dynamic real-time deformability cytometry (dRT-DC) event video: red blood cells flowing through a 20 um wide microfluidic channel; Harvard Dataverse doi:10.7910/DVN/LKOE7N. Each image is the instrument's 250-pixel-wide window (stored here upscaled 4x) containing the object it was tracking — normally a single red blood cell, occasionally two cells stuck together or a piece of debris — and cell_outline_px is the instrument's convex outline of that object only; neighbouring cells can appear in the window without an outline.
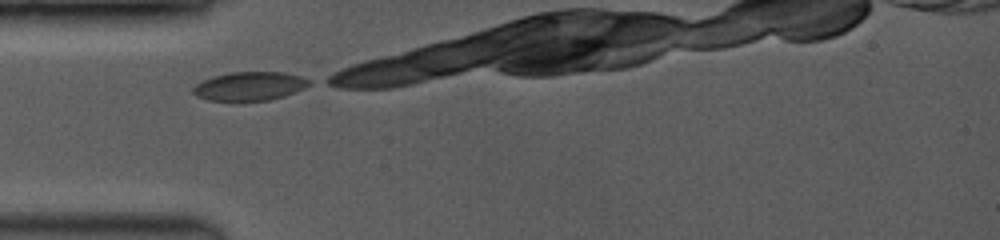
{"species": "common noctule bat (a hibernating species)", "species_latin": "Nyctalus noctula", "temperature_condition": "room temperature", "stored_images_in_passage": 16, "camera_frame_rate_fps": 3500, "um_per_image_px": 0.085, "animal": {"sex": "female", "body_mass_g": 19.0, "forearm_length_mm": 53.3}, "frame": {"image": 1, "passage_image": 1, "time_ms": 0.0, "image_size_px": [1000, 240], "cell_outline_px": [[312, 84], [304, 88], [284, 96], [268, 100], [208, 100], [196, 96], [192, 92], [192, 88], [196, 84], [204, 80], [216, 76], [232, 72], [284, 72], [300, 76], [312, 80]], "centroid_in_image_um": [21.25, 7.32], "position_along_channel_um": 63.7, "area_um2": 19.25}}
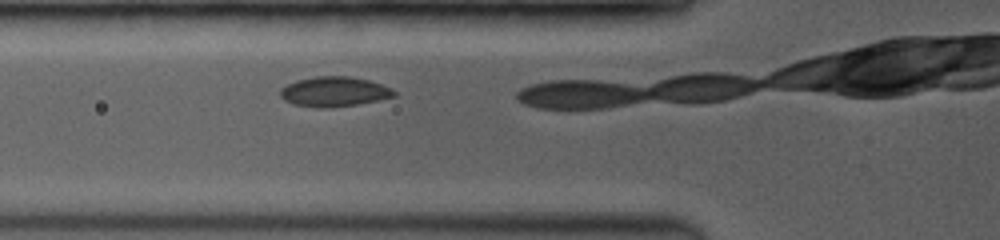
{"frame": {"image": 2, "passage_image": 3, "time_ms": 0.857, "image_size_px": [1000, 240], "cell_outline_px": [[396, 96], [380, 100], [356, 104], [328, 108], [316, 108], [292, 104], [284, 100], [280, 96], [280, 88], [296, 80], [316, 76], [348, 76], [368, 80], [392, 88], [396, 92]], "centroid_in_image_um": [28.39, 7.8], "position_along_channel_um": 97.4, "area_um2": 19.94}}